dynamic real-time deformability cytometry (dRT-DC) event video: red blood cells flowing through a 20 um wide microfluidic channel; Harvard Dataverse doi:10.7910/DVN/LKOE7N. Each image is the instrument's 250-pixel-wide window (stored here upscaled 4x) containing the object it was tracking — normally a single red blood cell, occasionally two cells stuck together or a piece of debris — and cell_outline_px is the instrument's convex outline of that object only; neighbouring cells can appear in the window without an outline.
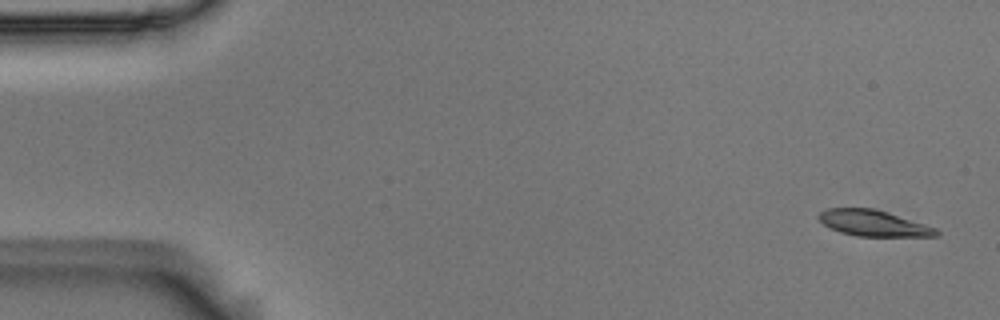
{"species": "Egyptian fruit bat (a non-hibernating species)", "species_latin": "Rousettus aegyptiacus", "temperature_condition": "room temperature", "stored_images_in_passage": 5, "camera_frame_rate_fps": 3000, "um_per_image_px": 0.085, "animal": {"sex": "male"}, "frame": {"image": 1, "passage_image": 1, "time_ms": 0.0, "image_size_px": [1000, 320], "cell_outline_px": [[940, 232], [936, 236], [856, 236], [840, 232], [824, 224], [816, 216], [820, 212], [828, 208], [872, 208], [924, 224], [936, 228]], "centroid_in_image_um": [74.21, 18.97], "position_along_channel_um": 10.8, "area_um2": 17.46}}